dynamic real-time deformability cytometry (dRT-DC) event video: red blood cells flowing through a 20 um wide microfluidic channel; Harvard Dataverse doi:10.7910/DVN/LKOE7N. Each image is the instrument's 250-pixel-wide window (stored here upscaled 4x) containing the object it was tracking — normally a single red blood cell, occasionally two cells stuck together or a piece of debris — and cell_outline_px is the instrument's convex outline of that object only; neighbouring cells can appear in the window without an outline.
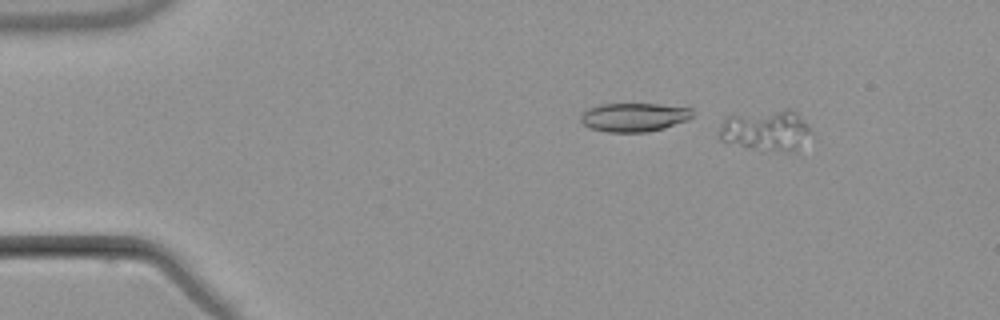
{"species": "common noctule bat (a hibernating species)", "species_latin": "Nyctalus noctula", "temperature_condition": "warm", "stored_images_in_passage": 6, "camera_frame_rate_fps": 3000, "um_per_image_px": 0.085, "animal": {"sex": "male", "body_mass_g": 21.5, "forearm_length_mm": 52.0}, "frame": {"image": 1, "passage_image": 2, "time_ms": 1.333, "image_size_px": [1000, 320], "cell_outline_px": [[808, 132], [796, 148], [784, 152], [764, 152], [720, 140], [720, 128], [724, 120], [728, 116], [784, 108], [792, 108], [808, 124]], "centroid_in_image_um": [65.07, 11.07], "position_along_channel_um": 19.9, "area_um2": 21.56}}
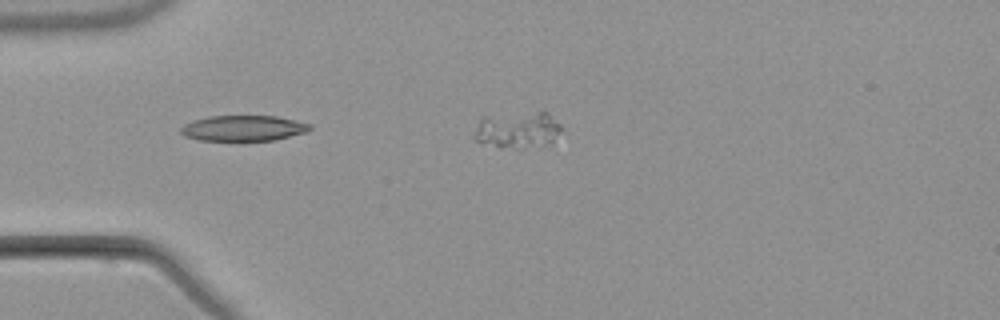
{"frame": {"image": 2, "passage_image": 4, "time_ms": 3.667, "image_size_px": [1000, 320], "cell_outline_px": [[312, 128], [308, 132], [272, 140], [200, 140], [184, 136], [180, 132], [180, 128], [184, 124], [192, 120], [208, 116], [276, 116], [296, 120], [312, 124]], "centroid_in_image_um": [20.69, 10.88], "position_along_channel_um": 64.3, "area_um2": 19.31}}
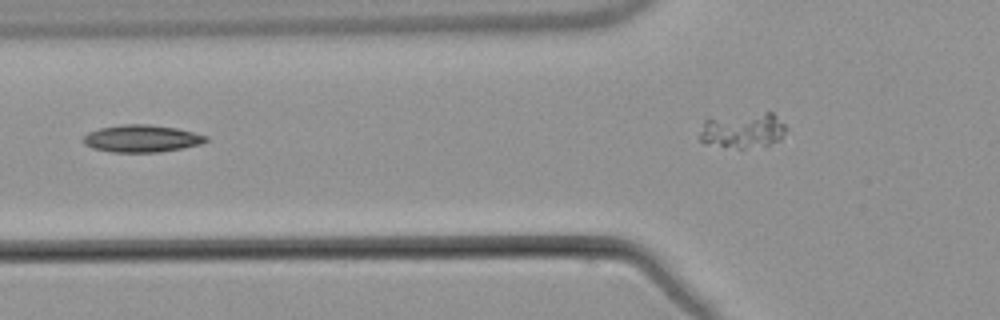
{"frame": {"image": 3, "passage_image": 5, "time_ms": 5.0, "image_size_px": [1000, 320], "cell_outline_px": [[208, 140], [200, 144], [184, 148], [160, 152], [112, 152], [92, 148], [84, 144], [80, 140], [88, 132], [100, 128], [124, 124], [148, 124], [176, 128], [208, 136]], "centroid_in_image_um": [12.02, 11.78], "position_along_channel_um": 113.8, "area_um2": 19.54}}